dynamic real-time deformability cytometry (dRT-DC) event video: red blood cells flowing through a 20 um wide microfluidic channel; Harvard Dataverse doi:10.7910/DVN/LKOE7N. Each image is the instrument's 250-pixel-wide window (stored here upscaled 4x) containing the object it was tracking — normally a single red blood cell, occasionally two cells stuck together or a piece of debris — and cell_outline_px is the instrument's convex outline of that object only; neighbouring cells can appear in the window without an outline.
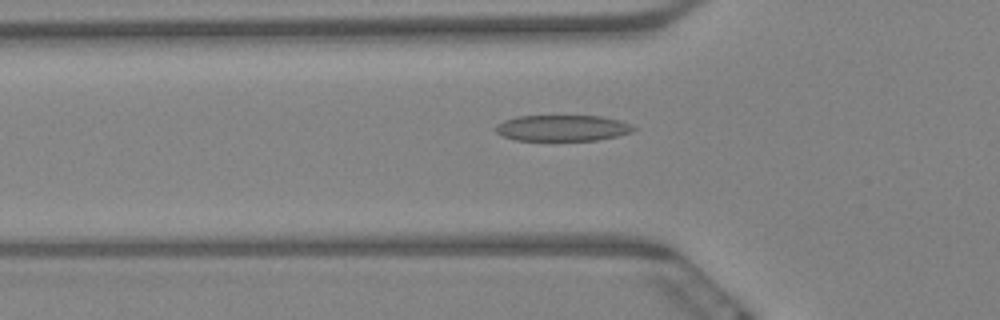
{"species": "Egyptian fruit bat (a non-hibernating species)", "species_latin": "Rousettus aegyptiacus", "temperature_condition": "warm", "stored_images_in_passage": 61, "camera_frame_rate_fps": 3000, "um_per_image_px": 0.085, "animal": {"sex": "female"}, "frame": {"image": 1, "passage_image": 20, "time_ms": 6.333, "image_size_px": [1000, 320], "cell_outline_px": [[636, 128], [632, 132], [616, 136], [596, 140], [516, 140], [504, 136], [496, 132], [492, 128], [496, 124], [504, 120], [516, 116], [600, 116], [620, 120], [632, 124]], "centroid_in_image_um": [47.79, 10.87], "position_along_channel_um": 78.0, "area_um2": 20.98}}
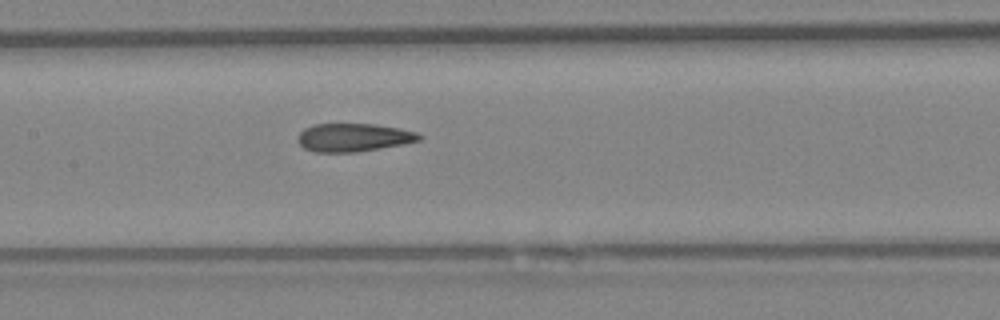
{"frame": {"image": 2, "passage_image": 29, "time_ms": 9.333, "image_size_px": [1000, 320], "cell_outline_px": [[424, 136], [420, 140], [404, 144], [356, 152], [312, 152], [304, 148], [296, 140], [296, 136], [304, 128], [312, 124], [376, 124], [400, 128], [416, 132]], "centroid_in_image_um": [30.03, 11.68], "position_along_channel_um": 177.4, "area_um2": 20.17}}
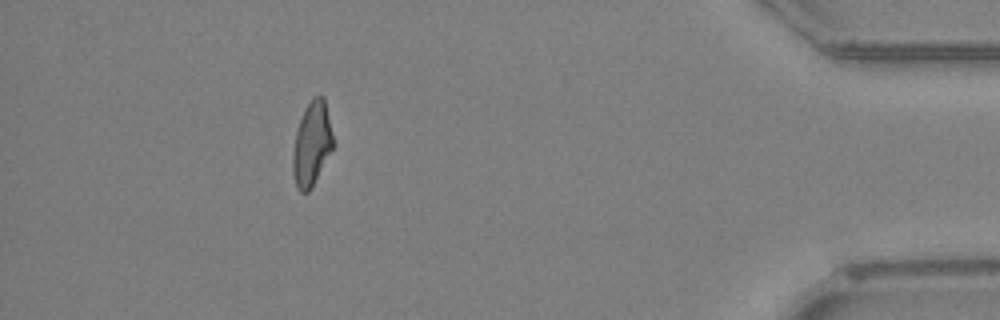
{"frame": {"image": 3, "passage_image": 55, "time_ms": 18.0, "image_size_px": [1000, 320], "cell_outline_px": [[332, 148], [308, 192], [300, 192], [296, 188], [292, 172], [292, 156], [296, 132], [304, 108], [312, 96], [324, 96], [332, 136]], "centroid_in_image_um": [26.46, 12.21], "position_along_channel_um": 408.7, "area_um2": 19.25}, "authors_computed_cell_mechanics": {"area_um2": 20.6924, "velocity_mm_per_s": 3.311, "shape_relaxation_time_tau1_ms": null, "shape_relaxation_time_tau2_ms": 3.2056, "deformation_change_tau1": null, "deformation_change_tau2": 0.1264}}